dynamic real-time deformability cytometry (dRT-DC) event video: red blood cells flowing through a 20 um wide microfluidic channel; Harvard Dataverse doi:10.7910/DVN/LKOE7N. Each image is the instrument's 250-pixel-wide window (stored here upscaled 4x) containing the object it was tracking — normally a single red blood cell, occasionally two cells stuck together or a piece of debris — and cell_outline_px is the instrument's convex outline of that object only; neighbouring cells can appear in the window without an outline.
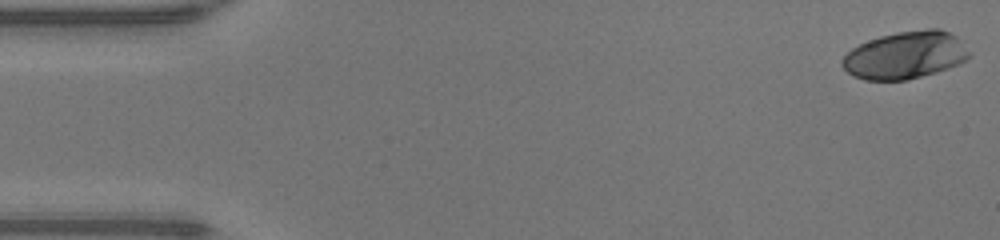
{"species": "human", "species_latin": "Homo sapiens", "temperature_condition": "warm", "stored_images_in_passage": 48, "camera_frame_rate_fps": 3000, "um_per_image_px": 0.085, "donor": {"sex": "male"}, "frame": {"image": 1, "passage_image": 1, "time_ms": 0.0, "image_size_px": [1000, 240], "cell_outline_px": [[972, 56], [960, 64], [936, 72], [908, 80], [864, 80], [852, 76], [840, 64], [840, 60], [852, 48], [868, 40], [880, 36], [896, 32], [928, 28], [940, 28], [956, 36]], "centroid_in_image_um": [76.94, 4.69], "position_along_channel_um": 8.1, "area_um2": 35.26}}
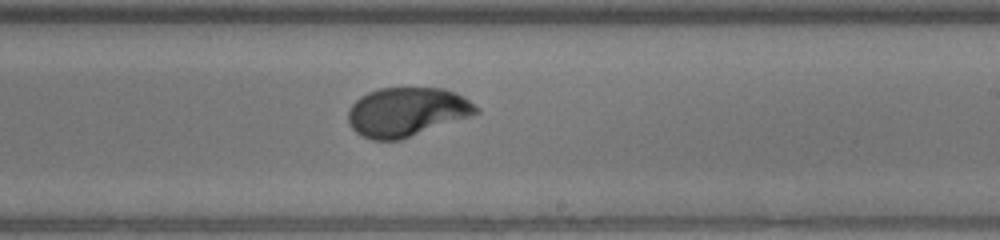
{"frame": {"image": 2, "passage_image": 28, "time_ms": 9.0, "image_size_px": [1000, 240], "cell_outline_px": [[480, 112], [400, 140], [372, 140], [356, 132], [348, 124], [348, 112], [352, 104], [360, 96], [368, 92], [380, 88], [444, 88], [468, 100], [480, 108]], "centroid_in_image_um": [34.53, 9.51], "position_along_channel_um": 254.5, "area_um2": 36.13}}
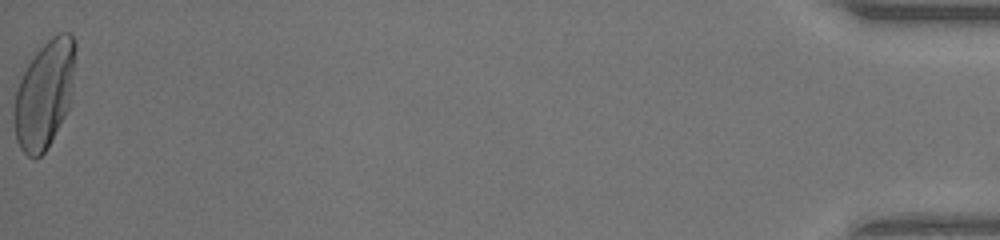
{"frame": {"image": 3, "passage_image": 48, "time_ms": 15.667, "image_size_px": [1000, 240], "cell_outline_px": [[76, 48], [68, 108], [64, 116], [44, 152], [36, 160], [28, 156], [20, 148], [16, 140], [12, 116], [12, 112], [16, 92], [20, 80], [28, 64], [36, 52], [56, 32], [68, 32], [76, 40]], "centroid_in_image_um": [3.74, 8.01], "position_along_channel_um": 431.5, "area_um2": 38.03}, "authors_computed_cell_mechanics": {"area_um2": 36.0094, "velocity_mm_per_s": 4.3268, "shape_relaxation_time_tau1_ms": 3.492, "shape_relaxation_time_tau2_ms": null, "deformation_change_tau1": 0.2143, "deformation_change_tau2": null}}